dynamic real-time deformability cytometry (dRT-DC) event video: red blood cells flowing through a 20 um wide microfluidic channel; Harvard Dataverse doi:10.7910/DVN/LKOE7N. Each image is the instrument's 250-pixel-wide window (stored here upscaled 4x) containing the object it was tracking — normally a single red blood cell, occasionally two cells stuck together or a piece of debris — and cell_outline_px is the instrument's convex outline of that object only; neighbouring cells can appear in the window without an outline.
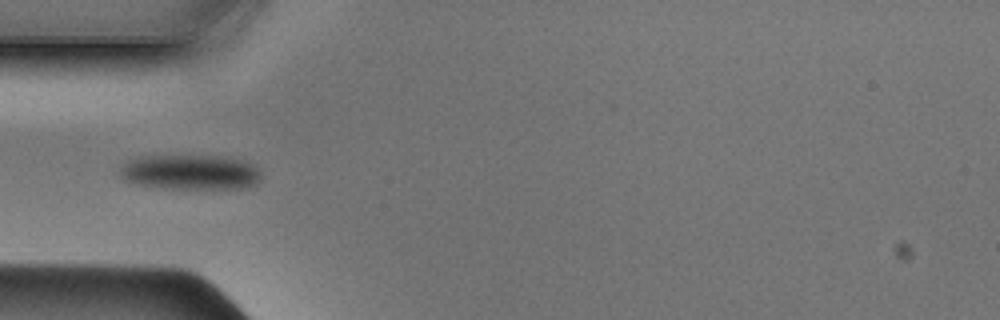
{"species": "Egyptian fruit bat (a non-hibernating species)", "species_latin": "Rousettus aegyptiacus", "temperature_condition": "cold", "stored_images_in_passage": 34, "camera_frame_rate_fps": 3000, "um_per_image_px": 0.085, "animal": {"sex": "male"}, "frame": {"image": 1, "passage_image": 1, "time_ms": 0.0, "image_size_px": [1000, 320], "cell_outline_px": [[260, 176], [256, 184], [240, 188], [168, 188], [136, 184], [124, 180], [116, 172], [128, 160], [140, 156], [228, 156], [244, 160], [252, 164], [260, 172]], "centroid_in_image_um": [16.14, 14.62], "position_along_channel_um": 68.9, "area_um2": 28.84}}
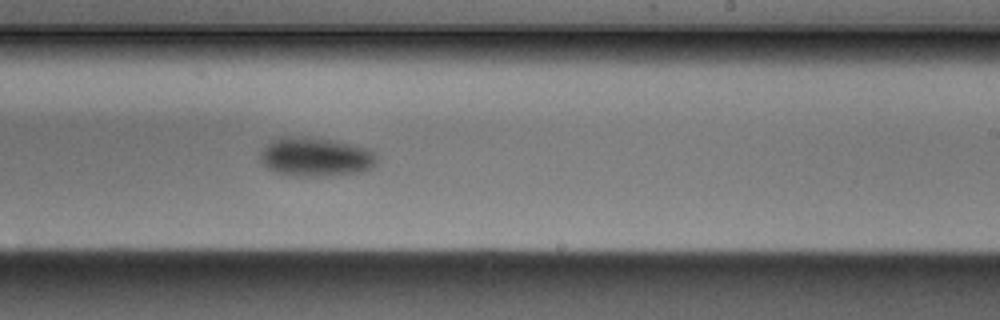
{"frame": {"image": 2, "passage_image": 15, "time_ms": 4.667, "image_size_px": [1000, 320], "cell_outline_px": [[376, 164], [372, 168], [360, 172], [324, 176], [292, 176], [272, 172], [260, 164], [260, 152], [272, 140], [280, 136], [308, 136], [336, 140], [368, 148], [376, 156]], "centroid_in_image_um": [26.78, 13.33], "position_along_channel_um": 262.2, "area_um2": 27.05}}
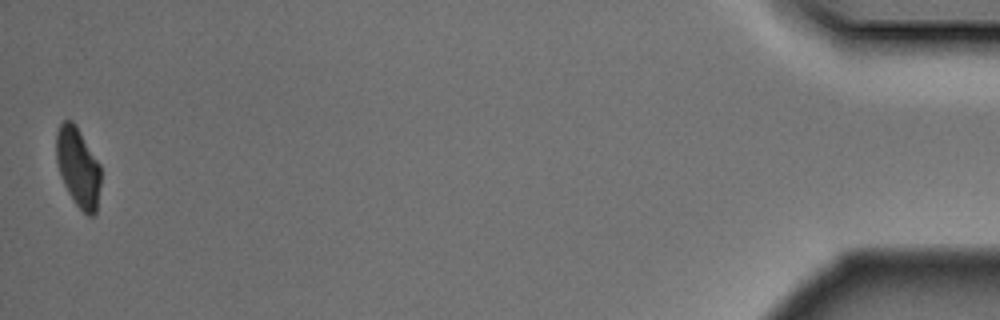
{"frame": {"image": 3, "passage_image": 34, "time_ms": 11.0, "image_size_px": [1000, 320], "cell_outline_px": [[100, 184], [96, 212], [92, 216], [88, 216], [76, 204], [68, 192], [60, 176], [56, 160], [56, 132], [60, 124], [64, 120], [72, 120], [76, 124], [100, 164]], "centroid_in_image_um": [6.63, 14.19], "position_along_channel_um": 428.6, "area_um2": 20.63}}